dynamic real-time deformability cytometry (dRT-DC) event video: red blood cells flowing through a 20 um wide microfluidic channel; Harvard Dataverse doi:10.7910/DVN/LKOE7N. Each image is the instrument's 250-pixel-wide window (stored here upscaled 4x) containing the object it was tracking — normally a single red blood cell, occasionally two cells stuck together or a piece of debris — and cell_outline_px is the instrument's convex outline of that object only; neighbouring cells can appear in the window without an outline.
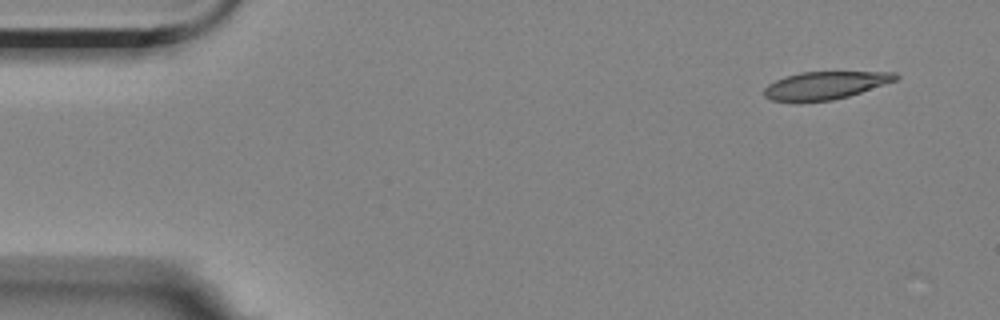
{"species": "Egyptian fruit bat (a non-hibernating species)", "species_latin": "Rousettus aegyptiacus", "temperature_condition": "room temperature", "stored_images_in_passage": 3, "camera_frame_rate_fps": 3000, "um_per_image_px": 0.085, "animal": {"sex": "female"}, "frame": {"image": 1, "passage_image": 1, "time_ms": 0.0, "image_size_px": [1000, 320], "cell_outline_px": [[900, 76], [896, 80], [848, 96], [832, 100], [772, 100], [764, 96], [764, 88], [768, 84], [784, 76], [800, 72], [896, 72]], "centroid_in_image_um": [70.15, 7.23], "position_along_channel_um": 14.9, "area_um2": 20.75}}